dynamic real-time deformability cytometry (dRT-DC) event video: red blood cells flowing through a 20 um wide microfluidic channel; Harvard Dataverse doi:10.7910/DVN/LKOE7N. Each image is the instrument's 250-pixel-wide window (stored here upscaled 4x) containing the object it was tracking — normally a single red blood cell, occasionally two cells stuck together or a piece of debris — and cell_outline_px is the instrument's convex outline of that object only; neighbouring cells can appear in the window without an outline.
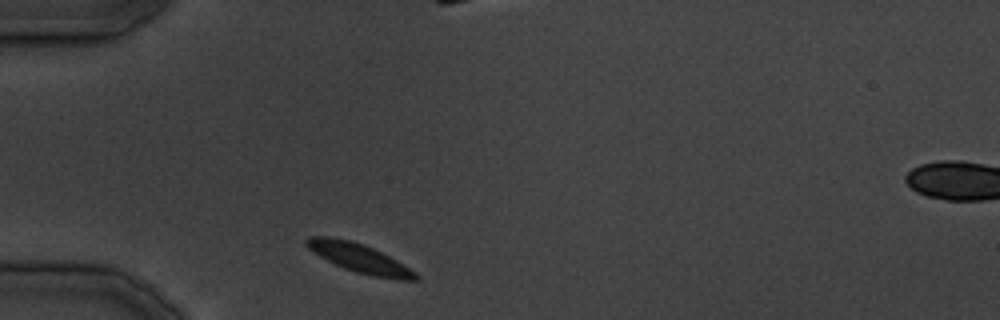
{"species": "common noctule bat (a hibernating species)", "species_latin": "Nyctalus noctula", "temperature_condition": "cold", "stored_images_in_passage": 12, "camera_frame_rate_fps": 3000, "um_per_image_px": 0.085, "animal": {"sex": "male", "body_mass_g": 19.5, "forearm_length_mm": 54.6}, "frame": {"image": 1, "passage_image": 1, "time_ms": 0.0, "image_size_px": [1000, 320], "cell_outline_px": [[420, 280], [400, 280], [376, 276], [356, 272], [344, 268], [320, 256], [308, 248], [304, 244], [304, 240], [308, 236], [332, 236], [352, 240], [372, 248], [396, 260], [416, 272], [420, 276]], "centroid_in_image_um": [30.53, 21.92], "position_along_channel_um": 54.5, "area_um2": 18.21}}